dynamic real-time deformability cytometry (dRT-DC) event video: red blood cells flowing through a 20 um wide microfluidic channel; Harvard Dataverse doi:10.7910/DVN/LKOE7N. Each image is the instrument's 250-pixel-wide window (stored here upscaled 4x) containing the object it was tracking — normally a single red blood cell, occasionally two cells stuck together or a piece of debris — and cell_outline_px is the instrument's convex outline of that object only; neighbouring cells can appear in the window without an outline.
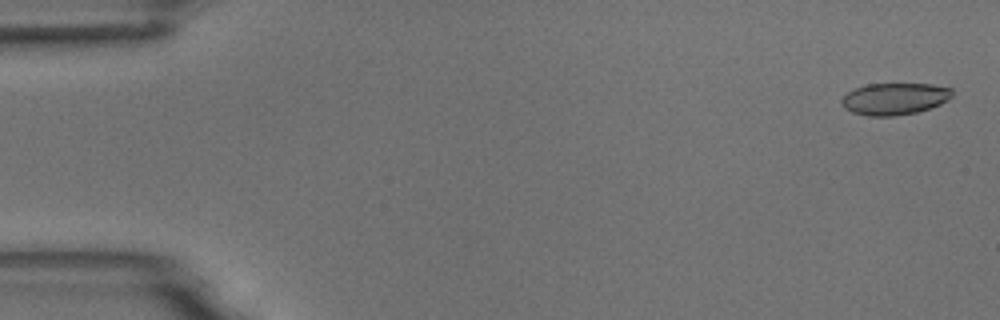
{"species": "common noctule bat (a hibernating species)", "species_latin": "Nyctalus noctula", "temperature_condition": "room temperature", "stored_images_in_passage": 5, "camera_frame_rate_fps": 3000, "um_per_image_px": 0.085, "animal": {"sex": "male", "body_mass_g": 18.8}, "frame": {"image": 1, "passage_image": 1, "time_ms": 0.0, "image_size_px": [1000, 320], "cell_outline_px": [[952, 96], [948, 100], [940, 104], [916, 112], [892, 116], [868, 116], [852, 112], [844, 108], [840, 104], [840, 100], [848, 92], [856, 88], [868, 84], [932, 84], [952, 88]], "centroid_in_image_um": [76.02, 8.4], "position_along_channel_um": 9.0, "area_um2": 20.46}}
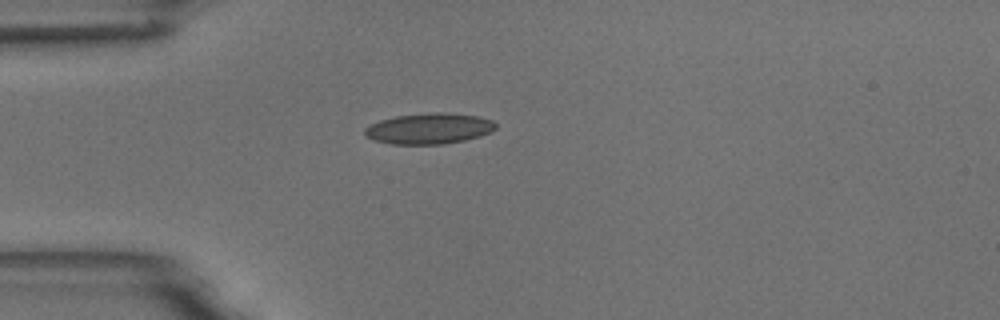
{"frame": {"image": 2, "passage_image": 4, "time_ms": 4.333, "image_size_px": [1000, 320], "cell_outline_px": [[496, 128], [492, 132], [480, 136], [464, 140], [440, 144], [392, 144], [372, 140], [364, 136], [364, 128], [380, 120], [396, 116], [428, 112], [444, 112], [480, 116], [492, 120], [496, 124]], "centroid_in_image_um": [36.47, 10.92], "position_along_channel_um": 48.5, "area_um2": 23.7}}